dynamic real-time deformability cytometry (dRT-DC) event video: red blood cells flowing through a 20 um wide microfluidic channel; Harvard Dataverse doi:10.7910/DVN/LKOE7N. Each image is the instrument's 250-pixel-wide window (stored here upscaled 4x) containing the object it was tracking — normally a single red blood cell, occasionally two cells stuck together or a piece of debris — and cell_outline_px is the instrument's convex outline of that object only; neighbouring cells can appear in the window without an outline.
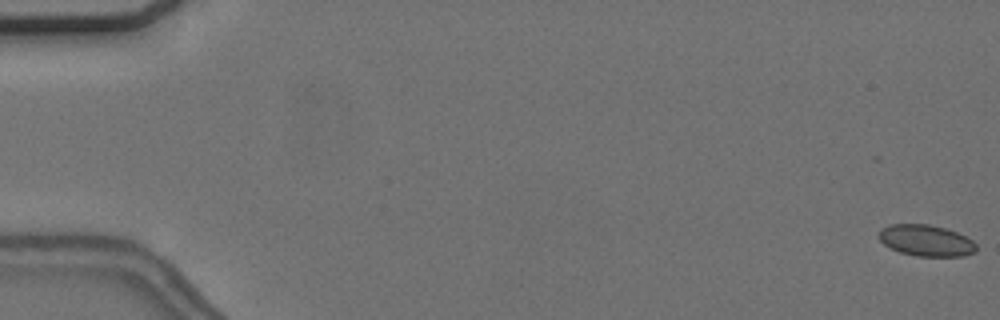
{"species": "common noctule bat (a hibernating species)", "species_latin": "Nyctalus noctula", "temperature_condition": "cold", "stored_images_in_passage": 47, "camera_frame_rate_fps": 3000, "um_per_image_px": 0.085, "animal": {"sex": "female", "body_mass_g": 24.6, "forearm_length_mm": 56.2}, "frame": {"image": 1, "passage_image": 1, "time_ms": 0.0, "image_size_px": [1000, 320], "cell_outline_px": [[976, 252], [964, 256], [916, 256], [900, 252], [884, 244], [880, 240], [880, 228], [888, 224], [928, 224], [944, 228], [956, 232], [972, 240], [976, 244]], "centroid_in_image_um": [78.72, 20.44], "position_along_channel_um": 6.3, "area_um2": 17.69}}
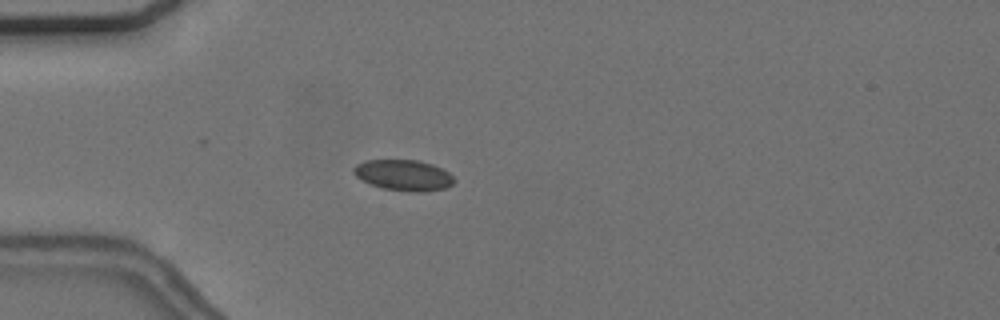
{"frame": {"image": 2, "passage_image": 17, "time_ms": 5.333, "image_size_px": [1000, 320], "cell_outline_px": [[456, 180], [452, 184], [444, 188], [424, 192], [408, 192], [384, 188], [372, 184], [356, 176], [352, 172], [352, 168], [356, 164], [368, 160], [420, 160], [432, 164], [448, 172]], "centroid_in_image_um": [34.31, 14.89], "position_along_channel_um": 50.7, "area_um2": 17.98}}
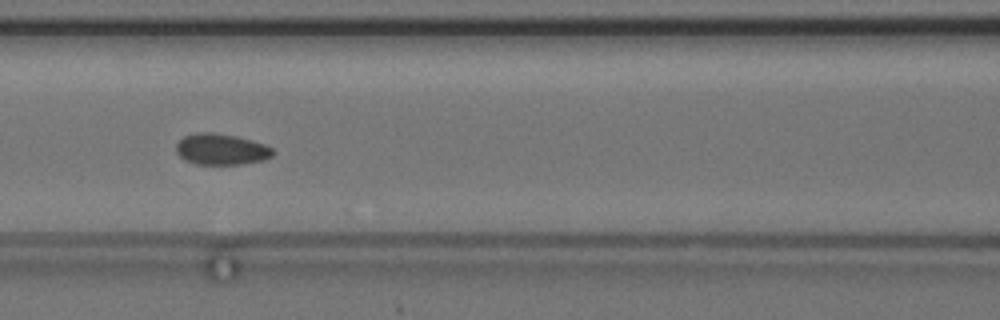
{"frame": {"image": 3, "passage_image": 26, "time_ms": 8.333, "image_size_px": [1000, 320], "cell_outline_px": [[276, 152], [272, 156], [264, 160], [244, 164], [196, 164], [184, 160], [176, 152], [176, 144], [184, 136], [196, 132], [212, 132], [236, 136], [252, 140], [264, 144], [272, 148]], "centroid_in_image_um": [18.81, 12.69], "position_along_channel_um": 147.8, "area_um2": 17.69}, "authors_computed_cell_mechanics": {"area_um2": 17.7446, "velocity_mm_per_s": 3.6614, "shape_relaxation_time_tau1_ms": 8.5023, "shape_relaxation_time_tau2_ms": 2.0051, "deformation_change_tau1": 0.0812, "deformation_change_tau2": 0.0225}}